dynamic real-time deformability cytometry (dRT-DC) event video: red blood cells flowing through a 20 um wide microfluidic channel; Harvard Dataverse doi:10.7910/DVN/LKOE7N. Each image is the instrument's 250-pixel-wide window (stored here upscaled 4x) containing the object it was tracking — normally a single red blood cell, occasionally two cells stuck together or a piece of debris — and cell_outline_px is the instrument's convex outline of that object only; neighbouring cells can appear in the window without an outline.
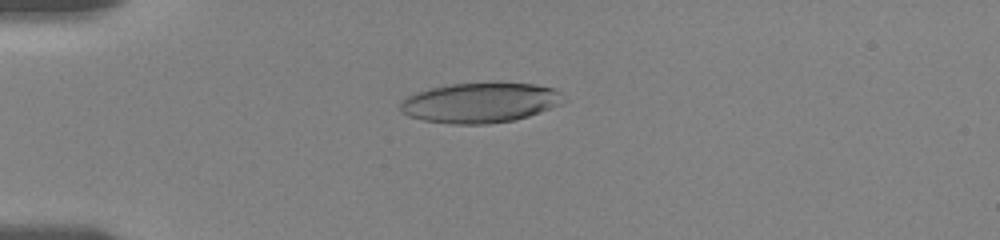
{"species": "human", "species_latin": "Homo sapiens", "temperature_condition": "room temperature", "stored_images_in_passage": 51, "camera_frame_rate_fps": 3000, "um_per_image_px": 0.085, "donor": {"sex": "female"}, "frame": {"image": 1, "passage_image": 10, "time_ms": 3.0, "image_size_px": [1000, 240], "cell_outline_px": [[568, 100], [560, 104], [540, 112], [528, 116], [512, 120], [488, 124], [452, 124], [424, 120], [408, 116], [400, 112], [400, 100], [416, 92], [428, 88], [448, 84], [496, 80], [536, 84], [556, 88]], "centroid_in_image_um": [40.84, 8.68], "position_along_channel_um": 44.2, "area_um2": 39.3}}
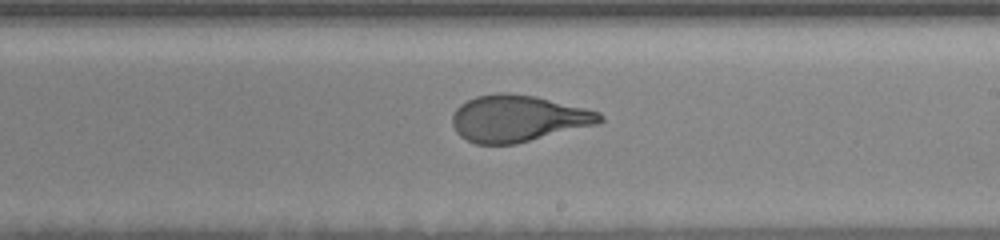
{"frame": {"image": 2, "passage_image": 29, "time_ms": 9.333, "image_size_px": [1000, 240], "cell_outline_px": [[604, 120], [600, 124], [516, 144], [476, 144], [460, 136], [456, 132], [452, 124], [452, 116], [456, 108], [460, 104], [476, 96], [496, 92], [508, 92], [536, 96], [600, 112], [604, 116]], "centroid_in_image_um": [44.04, 10.07], "position_along_channel_um": 245.0, "area_um2": 40.4}}
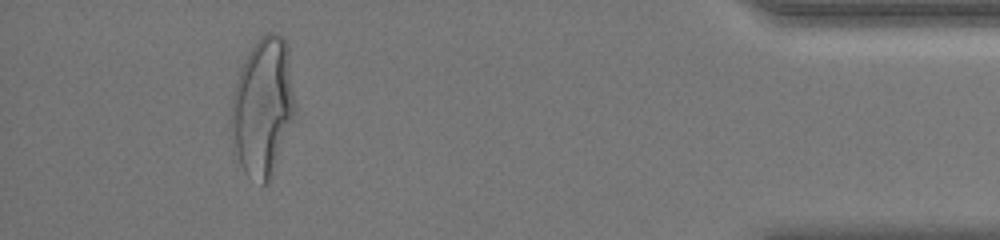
{"frame": {"image": 3, "passage_image": 47, "time_ms": 15.333, "image_size_px": [1000, 240], "cell_outline_px": [[296, 108], [292, 120], [272, 176], [260, 188], [244, 172], [232, 152], [232, 96], [236, 80], [244, 60], [248, 52], [256, 40], [260, 36], [268, 32], [280, 32], [284, 36], [288, 44], [296, 104]], "centroid_in_image_um": [22.34, 9.07], "position_along_channel_um": 412.9, "area_um2": 52.19}, "authors_computed_cell_mechanics": {"area_um2": 40.5178, "velocity_mm_per_s": 3.6387, "shape_relaxation_time_tau1_ms": 5.4273, "shape_relaxation_time_tau2_ms": 0.7178, "deformation_change_tau1": 0.2176, "deformation_change_tau2": 0.0795}}